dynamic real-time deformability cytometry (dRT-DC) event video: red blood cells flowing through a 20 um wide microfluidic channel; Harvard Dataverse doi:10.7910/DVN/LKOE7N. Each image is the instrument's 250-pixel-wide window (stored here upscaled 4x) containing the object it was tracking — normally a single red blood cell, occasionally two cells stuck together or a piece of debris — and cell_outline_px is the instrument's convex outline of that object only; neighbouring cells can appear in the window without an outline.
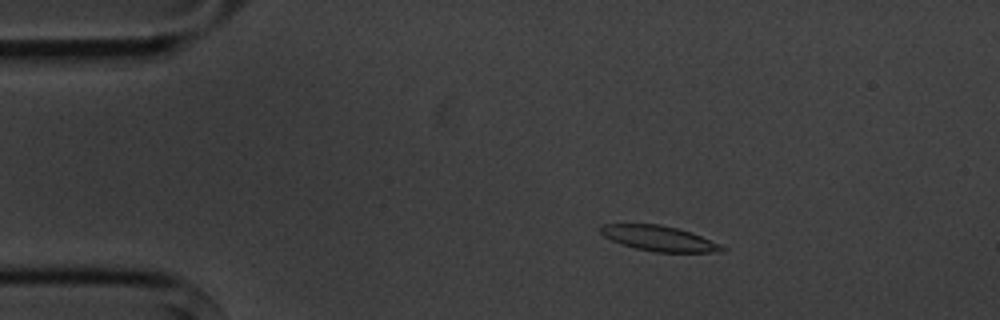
{"species": "common noctule bat (a hibernating species)", "species_latin": "Nyctalus noctula", "temperature_condition": "cold", "stored_images_in_passage": 4, "camera_frame_rate_fps": 3000, "um_per_image_px": 0.085, "animal": {"sex": "male", "body_mass_g": 20.1, "forearm_length_mm": 53.5}, "frame": {"image": 1, "passage_image": 3, "time_ms": 2.333, "image_size_px": [1000, 320], "cell_outline_px": [[728, 248], [720, 252], [656, 252], [636, 248], [620, 244], [604, 236], [596, 228], [600, 224], [660, 224], [692, 232], [720, 244]], "centroid_in_image_um": [55.99, 20.26], "position_along_channel_um": 29.0, "area_um2": 17.98}}